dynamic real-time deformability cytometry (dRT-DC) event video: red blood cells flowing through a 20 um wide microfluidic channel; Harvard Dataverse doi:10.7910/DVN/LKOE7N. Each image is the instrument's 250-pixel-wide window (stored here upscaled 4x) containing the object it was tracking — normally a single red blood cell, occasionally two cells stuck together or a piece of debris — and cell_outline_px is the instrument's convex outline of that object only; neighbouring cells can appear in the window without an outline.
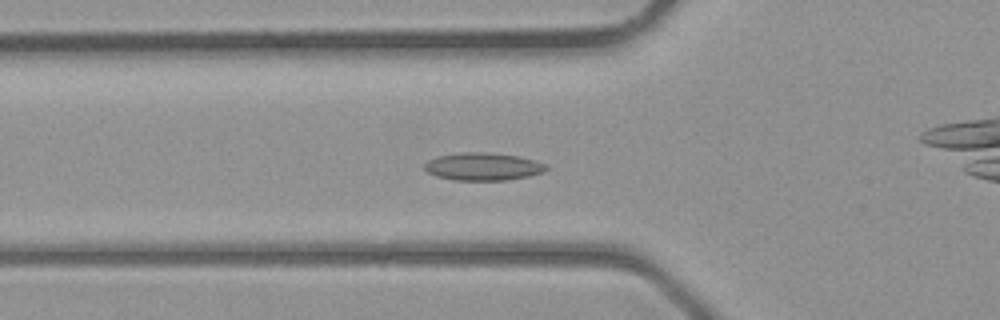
{"species": "common noctule bat (a hibernating species)", "species_latin": "Nyctalus noctula", "temperature_condition": "room temperature", "stored_images_in_passage": 30, "camera_frame_rate_fps": 3000, "um_per_image_px": 0.085, "animal": {"sex": "male", "body_mass_g": 23.1, "forearm_length_mm": 52.7}, "frame": {"image": 1, "passage_image": 3, "time_ms": 0.667, "image_size_px": [1000, 320], "cell_outline_px": [[548, 168], [544, 172], [528, 176], [508, 180], [452, 180], [436, 176], [428, 172], [424, 168], [424, 164], [428, 160], [436, 156], [460, 152], [484, 152], [516, 156], [536, 160], [544, 164]], "centroid_in_image_um": [41.03, 14.16], "position_along_channel_um": 84.8, "area_um2": 19.65}}
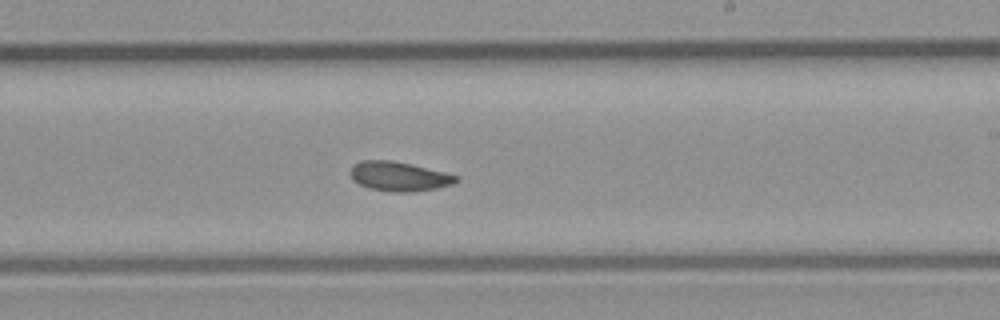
{"frame": {"image": 2, "passage_image": 13, "time_ms": 4.0, "image_size_px": [1000, 320], "cell_outline_px": [[460, 180], [452, 184], [436, 188], [412, 192], [396, 192], [368, 188], [352, 180], [352, 164], [360, 160], [392, 160], [412, 164], [460, 176]], "centroid_in_image_um": [33.93, 14.98], "position_along_channel_um": 255.1, "area_um2": 18.15}}
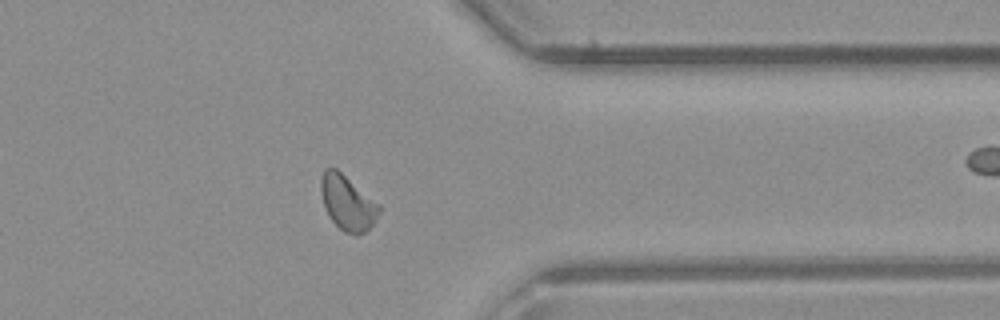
{"frame": {"image": 3, "passage_image": 21, "time_ms": 6.667, "image_size_px": [1000, 320], "cell_outline_px": [[380, 212], [376, 220], [364, 232], [356, 236], [344, 232], [328, 216], [324, 208], [320, 192], [320, 176], [324, 168], [336, 168], [380, 204]], "centroid_in_image_um": [29.51, 17.23], "position_along_channel_um": 381.9, "area_um2": 18.79}}